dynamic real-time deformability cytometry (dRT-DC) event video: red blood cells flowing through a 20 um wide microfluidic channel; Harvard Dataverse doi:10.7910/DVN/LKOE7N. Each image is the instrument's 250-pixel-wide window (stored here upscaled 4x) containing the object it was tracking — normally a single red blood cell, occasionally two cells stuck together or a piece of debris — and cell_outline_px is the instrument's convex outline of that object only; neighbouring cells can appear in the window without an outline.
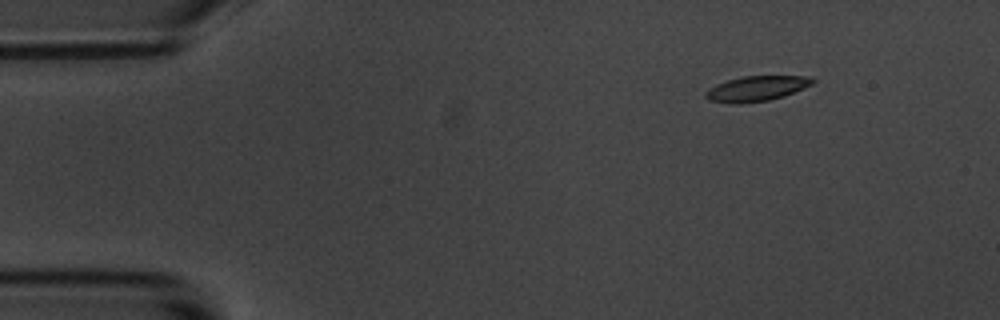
{"species": "common noctule bat (a hibernating species)", "species_latin": "Nyctalus noctula", "temperature_condition": "room temperature", "stored_images_in_passage": 10, "camera_frame_rate_fps": 3000, "um_per_image_px": 0.085, "animal": {"sex": "male", "body_mass_g": 20.1, "forearm_length_mm": 53.5}, "frame": {"image": 1, "passage_image": 2, "time_ms": 1.0, "image_size_px": [1000, 320], "cell_outline_px": [[816, 80], [812, 84], [804, 88], [784, 96], [768, 100], [740, 104], [732, 104], [708, 100], [704, 96], [704, 92], [716, 84], [728, 80], [744, 76], [808, 76]], "centroid_in_image_um": [64.28, 7.53], "position_along_channel_um": 20.7, "area_um2": 15.72}}
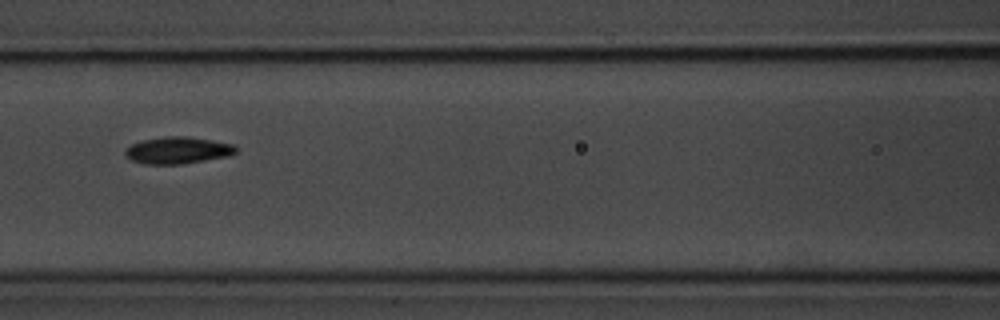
{"frame": {"image": 2, "passage_image": 7, "time_ms": 7.0, "image_size_px": [1000, 320], "cell_outline_px": [[236, 152], [228, 156], [180, 164], [144, 164], [132, 160], [124, 152], [132, 144], [144, 140], [168, 136], [184, 136], [232, 144], [236, 148]], "centroid_in_image_um": [15.1, 12.78], "position_along_channel_um": 151.5, "area_um2": 16.82}}
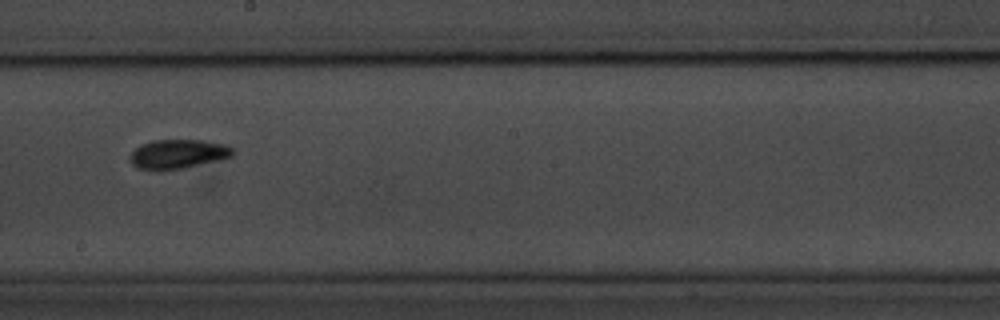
{"frame": {"image": 3, "passage_image": 9, "time_ms": 9.333, "image_size_px": [1000, 320], "cell_outline_px": [[236, 152], [232, 156], [216, 160], [180, 168], [136, 168], [132, 164], [128, 156], [140, 144], [152, 140], [200, 140], [228, 144]], "centroid_in_image_um": [15.13, 13.05], "position_along_channel_um": 233.1, "area_um2": 17.05}}